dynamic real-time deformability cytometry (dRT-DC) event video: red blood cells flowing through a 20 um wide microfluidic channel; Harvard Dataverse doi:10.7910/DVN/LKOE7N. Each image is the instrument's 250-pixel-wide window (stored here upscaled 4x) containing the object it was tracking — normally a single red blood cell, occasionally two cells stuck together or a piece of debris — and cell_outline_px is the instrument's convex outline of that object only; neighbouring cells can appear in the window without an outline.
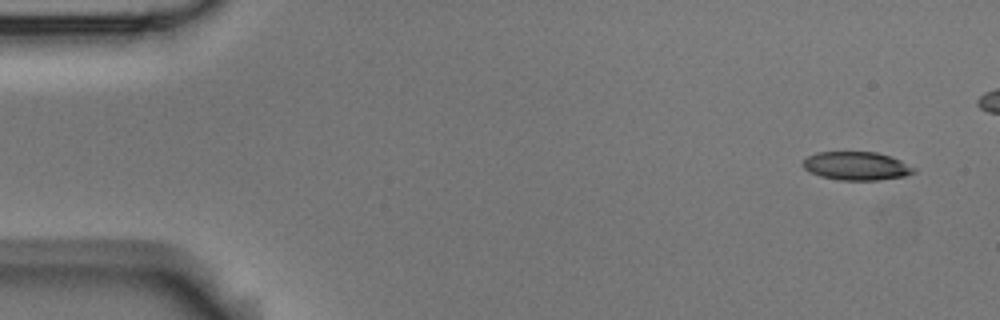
{"species": "Egyptian fruit bat (a non-hibernating species)", "species_latin": "Rousettus aegyptiacus", "temperature_condition": "room temperature", "stored_images_in_passage": 5, "camera_frame_rate_fps": 3000, "um_per_image_px": 0.085, "animal": {"sex": "male"}, "frame": {"image": 1, "passage_image": 1, "time_ms": 0.0, "image_size_px": [1000, 320], "cell_outline_px": [[916, 172], [904, 176], [880, 180], [840, 180], [820, 176], [804, 168], [800, 164], [808, 156], [816, 152], [876, 152], [892, 156], [916, 168]], "centroid_in_image_um": [72.82, 14.1], "position_along_channel_um": 12.2, "area_um2": 18.44}}